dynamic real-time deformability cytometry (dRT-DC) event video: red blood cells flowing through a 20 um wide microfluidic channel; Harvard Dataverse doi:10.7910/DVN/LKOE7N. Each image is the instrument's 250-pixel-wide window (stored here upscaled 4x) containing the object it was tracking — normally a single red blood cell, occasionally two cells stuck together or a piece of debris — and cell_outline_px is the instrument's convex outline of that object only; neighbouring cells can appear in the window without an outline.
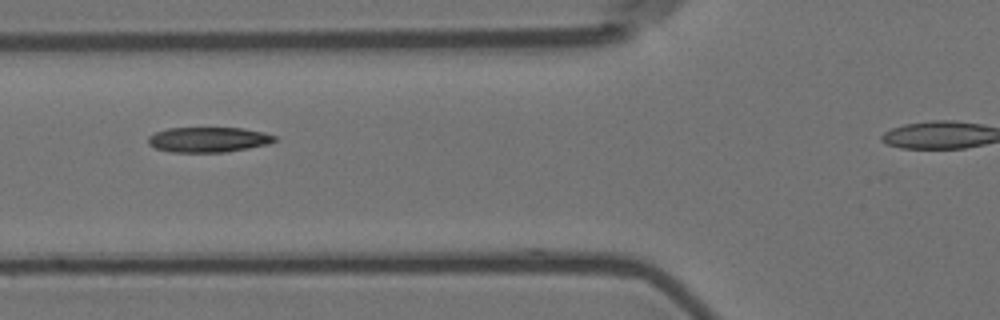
{"species": "Egyptian fruit bat (a non-hibernating species)", "species_latin": "Rousettus aegyptiacus", "temperature_condition": "room temperature", "stored_images_in_passage": 4, "camera_frame_rate_fps": 3000, "um_per_image_px": 0.085, "animal": {"sex": "female"}, "frame": {"image": 1, "passage_image": 3, "time_ms": 0.667, "image_size_px": [1000, 320], "cell_outline_px": [[276, 140], [268, 144], [248, 148], [224, 152], [172, 152], [156, 148], [148, 144], [148, 136], [156, 132], [168, 128], [244, 128], [264, 132], [276, 136]], "centroid_in_image_um": [17.72, 11.86], "position_along_channel_um": 108.1, "area_um2": 18.5}}